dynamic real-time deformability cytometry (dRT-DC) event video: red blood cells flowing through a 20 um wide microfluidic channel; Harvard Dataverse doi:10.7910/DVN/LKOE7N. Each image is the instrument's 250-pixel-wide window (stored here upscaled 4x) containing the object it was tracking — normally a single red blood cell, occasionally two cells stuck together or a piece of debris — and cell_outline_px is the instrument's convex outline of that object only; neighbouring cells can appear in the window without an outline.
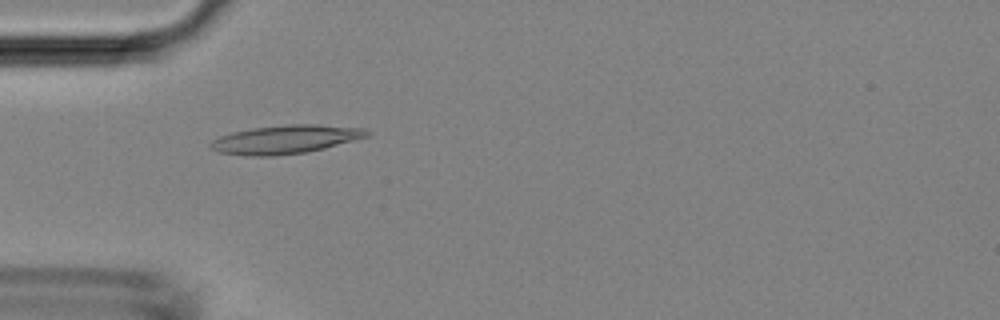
{"species": "Egyptian fruit bat (a non-hibernating species)", "species_latin": "Rousettus aegyptiacus", "temperature_condition": "room temperature", "stored_images_in_passage": 46, "camera_frame_rate_fps": 3000, "um_per_image_px": 0.085, "animal": {"sex": "female"}, "frame": {"image": 1, "passage_image": 14, "time_ms": 4.333, "image_size_px": [1000, 320], "cell_outline_px": [[372, 132], [368, 136], [324, 148], [308, 152], [276, 156], [248, 156], [220, 152], [212, 148], [208, 144], [212, 140], [220, 136], [232, 132], [252, 128], [288, 124], [316, 124], [364, 128]], "centroid_in_image_um": [24.27, 11.85], "position_along_channel_um": 60.7, "area_um2": 26.01}}
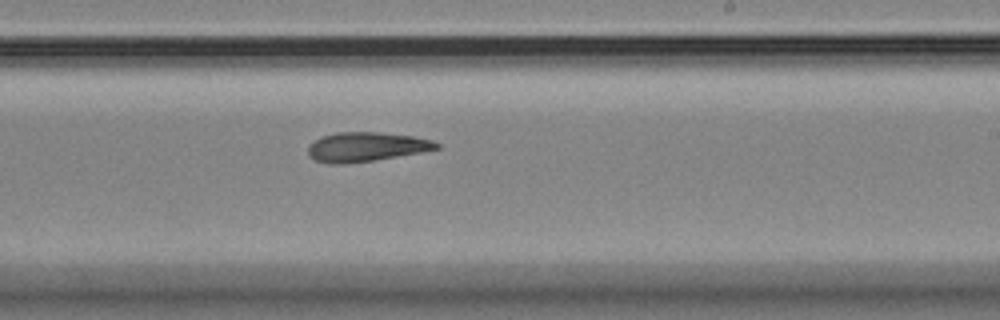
{"frame": {"image": 2, "passage_image": 28, "time_ms": 9.0, "image_size_px": [1000, 320], "cell_outline_px": [[440, 148], [420, 152], [372, 160], [344, 164], [328, 164], [316, 160], [308, 156], [308, 144], [324, 136], [336, 132], [380, 132], [412, 136], [432, 140], [440, 144]], "centroid_in_image_um": [31.09, 12.48], "position_along_channel_um": 257.9, "area_um2": 21.79}}
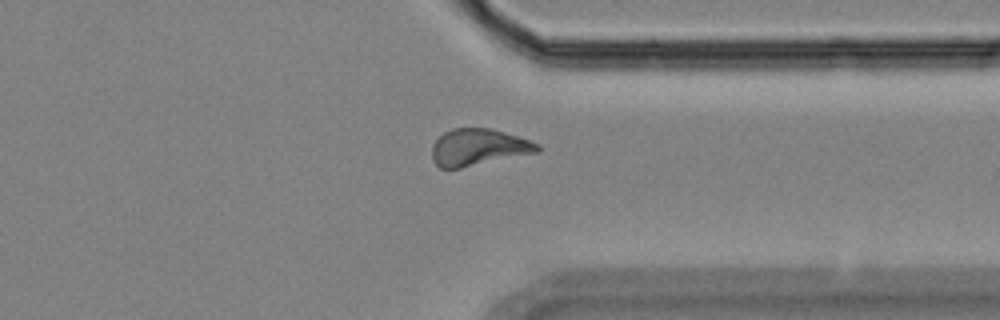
{"frame": {"image": 3, "passage_image": 36, "time_ms": 11.667, "image_size_px": [1000, 320], "cell_outline_px": [[540, 152], [460, 168], [440, 168], [432, 160], [432, 144], [444, 132], [452, 128], [492, 128], [540, 144]], "centroid_in_image_um": [40.66, 12.52], "position_along_channel_um": 370.7, "area_um2": 22.6}}